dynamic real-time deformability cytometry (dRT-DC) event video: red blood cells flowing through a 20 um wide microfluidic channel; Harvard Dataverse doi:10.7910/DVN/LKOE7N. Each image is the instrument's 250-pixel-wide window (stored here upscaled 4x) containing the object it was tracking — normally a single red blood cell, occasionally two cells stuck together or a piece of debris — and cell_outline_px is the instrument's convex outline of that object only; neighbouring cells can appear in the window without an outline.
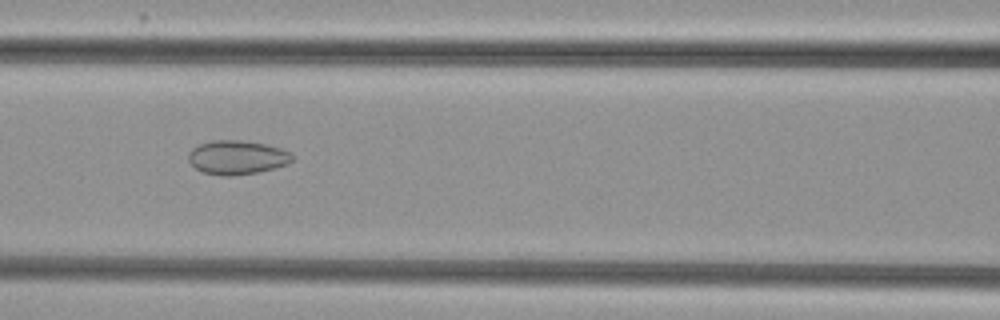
{"species": "common noctule bat (a hibernating species)", "species_latin": "Nyctalus noctula", "temperature_condition": "cold", "stored_images_in_passage": 31, "camera_frame_rate_fps": 3000, "um_per_image_px": 0.085, "animal": {"sex": "female", "body_mass_g": 29.2, "forearm_length_mm": 56.3}, "frame": {"image": 1, "passage_image": 7, "time_ms": 2.0, "image_size_px": [1000, 320], "cell_outline_px": [[292, 160], [288, 164], [276, 168], [256, 172], [228, 176], [224, 176], [200, 172], [188, 160], [188, 152], [192, 148], [200, 144], [212, 140], [240, 140], [264, 144], [280, 148], [292, 152]], "centroid_in_image_um": [20.14, 13.38], "position_along_channel_um": 146.5, "area_um2": 20.58}}
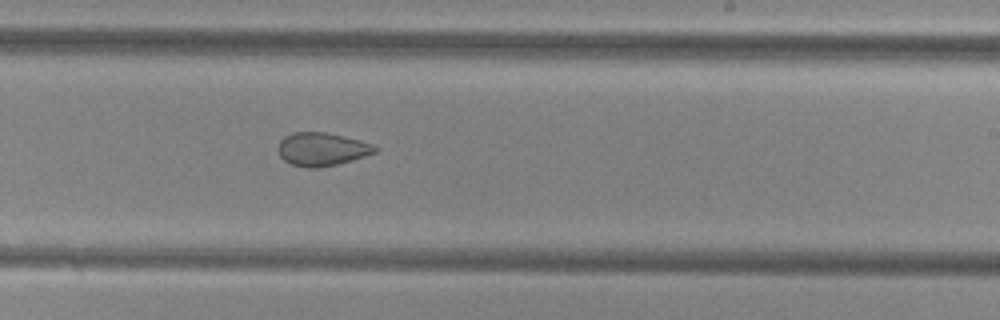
{"frame": {"image": 2, "passage_image": 16, "time_ms": 5.0, "image_size_px": [1000, 320], "cell_outline_px": [[380, 148], [376, 152], [352, 160], [320, 168], [308, 168], [292, 164], [284, 160], [280, 156], [276, 148], [280, 140], [284, 136], [292, 132], [324, 132], [344, 136], [360, 140], [372, 144]], "centroid_in_image_um": [27.34, 12.67], "position_along_channel_um": 261.7, "area_um2": 18.9}}
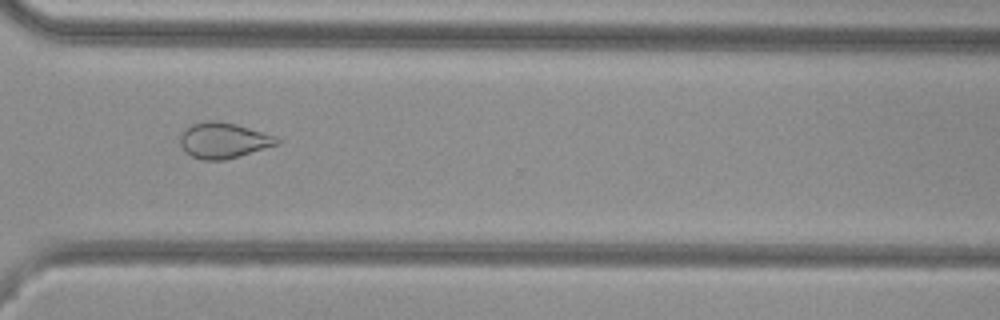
{"frame": {"image": 3, "passage_image": 23, "time_ms": 7.333, "image_size_px": [1000, 320], "cell_outline_px": [[284, 140], [280, 144], [224, 160], [204, 160], [192, 156], [184, 152], [180, 144], [180, 136], [184, 128], [192, 124], [208, 120], [216, 120], [236, 124], [276, 136]], "centroid_in_image_um": [19.0, 11.93], "position_along_channel_um": 351.6, "area_um2": 20.29}, "authors_computed_cell_mechanics": {"area_um2": 20.1722, "velocity_mm_per_s": 3.8554, "shape_relaxation_time_tau1_ms": null, "shape_relaxation_time_tau2_ms": 2.4135, "deformation_change_tau1": null, "deformation_change_tau2": 0.076}}